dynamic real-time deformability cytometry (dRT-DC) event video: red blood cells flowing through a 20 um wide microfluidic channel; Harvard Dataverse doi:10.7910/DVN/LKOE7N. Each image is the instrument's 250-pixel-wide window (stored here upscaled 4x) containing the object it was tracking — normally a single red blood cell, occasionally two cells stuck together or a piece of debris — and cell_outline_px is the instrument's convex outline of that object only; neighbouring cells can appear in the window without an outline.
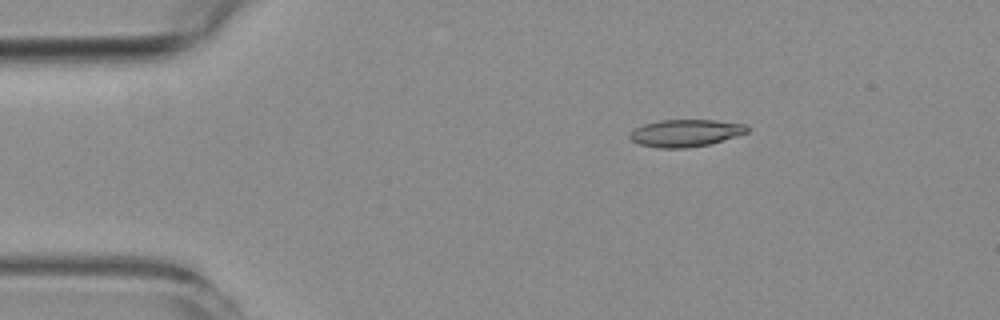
{"species": "common noctule bat (a hibernating species)", "species_latin": "Nyctalus noctula", "temperature_condition": "room temperature", "stored_images_in_passage": 5, "camera_frame_rate_fps": 3000, "um_per_image_px": 0.085, "animal": {"sex": "female", "body_mass_g": 19.3, "forearm_length_mm": 54.1}, "frame": {"image": 1, "passage_image": 3, "time_ms": 16.0, "image_size_px": [1000, 320], "cell_outline_px": [[748, 132], [708, 144], [688, 148], [656, 148], [640, 144], [632, 140], [628, 136], [636, 128], [644, 124], [660, 120], [716, 120], [744, 124], [748, 128]], "centroid_in_image_um": [58.25, 11.31], "position_along_channel_um": 26.8, "area_um2": 18.38}}
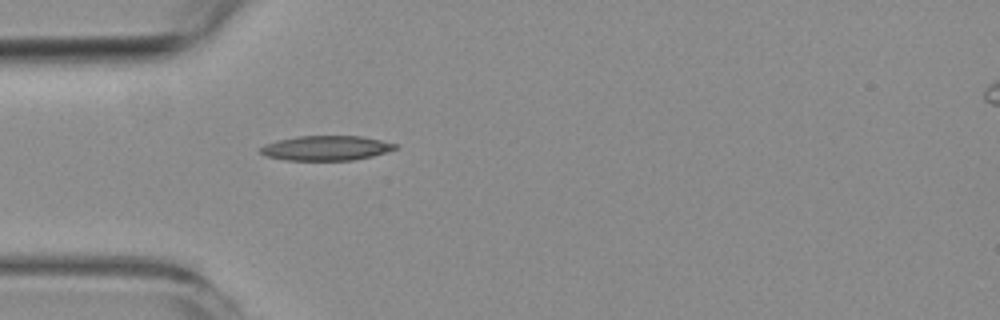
{"frame": {"image": 2, "passage_image": 5, "time_ms": 18.333, "image_size_px": [1000, 320], "cell_outline_px": [[400, 148], [372, 156], [352, 160], [288, 160], [268, 156], [260, 152], [260, 148], [264, 144], [276, 140], [300, 136], [360, 136], [380, 140], [396, 144]], "centroid_in_image_um": [27.74, 12.58], "position_along_channel_um": 57.3, "area_um2": 19.31}}